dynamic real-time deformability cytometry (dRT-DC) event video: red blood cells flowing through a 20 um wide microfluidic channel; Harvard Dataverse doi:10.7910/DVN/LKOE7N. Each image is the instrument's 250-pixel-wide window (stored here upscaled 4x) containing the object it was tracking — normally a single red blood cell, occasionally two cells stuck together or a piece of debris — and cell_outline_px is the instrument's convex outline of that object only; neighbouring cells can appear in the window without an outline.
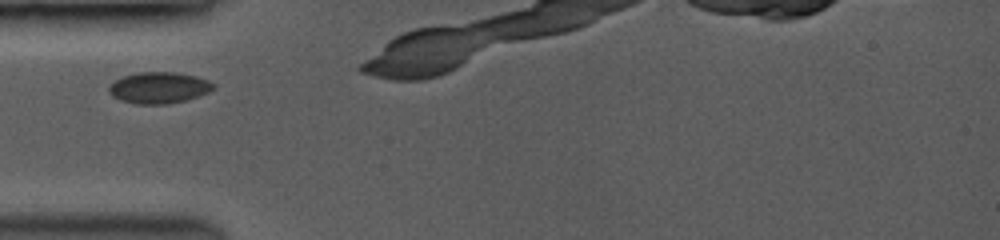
{"species": "common noctule bat (a hibernating species)", "species_latin": "Nyctalus noctula", "temperature_condition": "room temperature", "stored_images_in_passage": 5, "camera_frame_rate_fps": 3500, "um_per_image_px": 0.085, "animal": {"sex": "female", "body_mass_g": 19.0, "forearm_length_mm": 53.3}, "frame": {"image": 1, "passage_image": 2, "time_ms": 0.857, "image_size_px": [1000, 240], "cell_outline_px": [[212, 88], [208, 92], [184, 100], [164, 104], [140, 104], [120, 100], [108, 88], [116, 80], [124, 76], [136, 72], [176, 72], [196, 76], [208, 80], [212, 84]], "centroid_in_image_um": [13.51, 7.44], "position_along_channel_um": 71.5, "area_um2": 18.5}}